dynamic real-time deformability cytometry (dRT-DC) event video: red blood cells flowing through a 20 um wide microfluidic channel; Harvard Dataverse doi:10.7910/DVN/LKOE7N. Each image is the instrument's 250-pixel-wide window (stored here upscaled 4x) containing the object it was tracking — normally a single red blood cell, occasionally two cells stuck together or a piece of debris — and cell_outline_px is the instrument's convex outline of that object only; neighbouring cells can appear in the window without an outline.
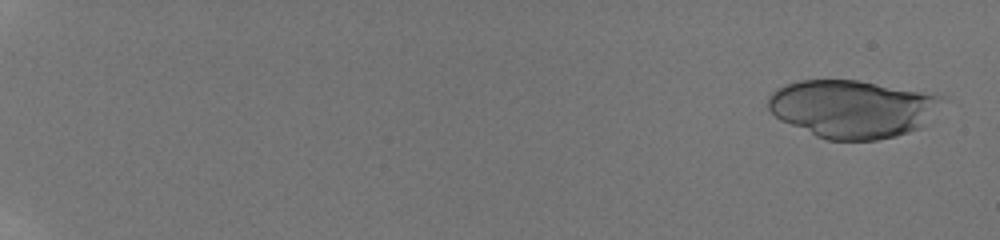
{"species": "human", "species_latin": "Homo sapiens", "temperature_condition": "room temperature", "stored_images_in_passage": 70, "camera_frame_rate_fps": 3000, "um_per_image_px": 0.085, "donor": {"sex": "male"}, "frame": {"image": 1, "passage_image": 2, "time_ms": 0.333, "image_size_px": [1000, 240], "cell_outline_px": [[948, 96], [920, 128], [896, 136], [876, 140], [828, 140], [816, 136], [780, 120], [768, 108], [768, 96], [776, 88], [800, 80], [860, 80], [936, 92]], "centroid_in_image_um": [72.51, 9.22], "position_along_channel_um": 12.5, "area_um2": 59.25}}
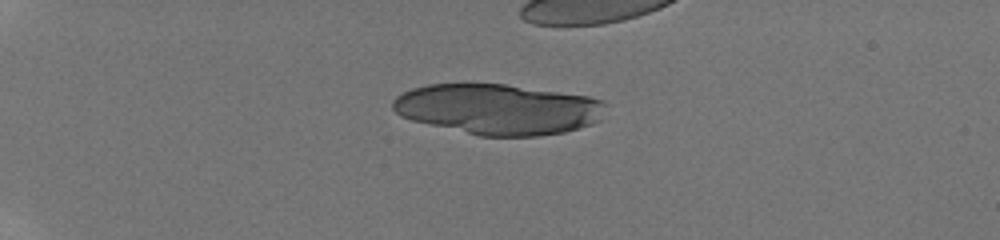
{"frame": {"image": 2, "passage_image": 25, "time_ms": 5.0, "image_size_px": [1000, 240], "cell_outline_px": [[604, 104], [600, 120], [592, 124], [564, 132], [536, 136], [480, 136], [412, 120], [400, 116], [392, 108], [392, 100], [396, 96], [412, 88], [428, 84], [504, 84], [588, 96], [604, 100]], "centroid_in_image_um": [42.32, 9.28], "position_along_channel_um": 42.7, "area_um2": 62.42}}